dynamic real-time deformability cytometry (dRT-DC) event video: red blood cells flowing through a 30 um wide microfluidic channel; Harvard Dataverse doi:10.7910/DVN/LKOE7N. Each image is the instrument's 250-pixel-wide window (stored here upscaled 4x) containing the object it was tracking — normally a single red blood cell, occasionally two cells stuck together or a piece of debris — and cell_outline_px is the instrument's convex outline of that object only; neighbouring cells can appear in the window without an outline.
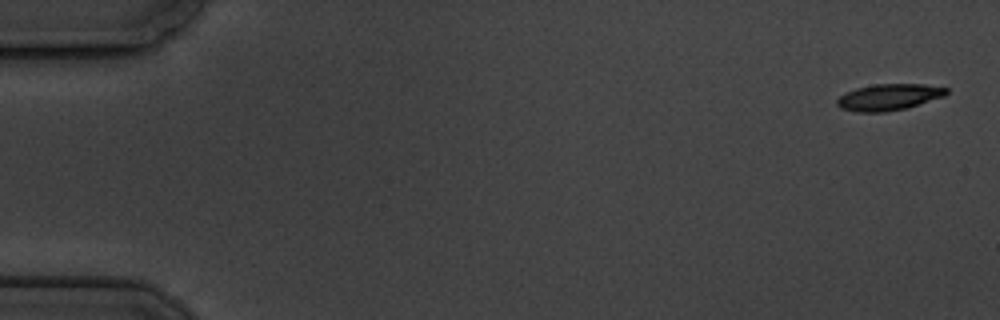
{"species": "common noctule bat (a hibernating species)", "species_latin": "Nyctalus noctula", "temperature_condition": "cold", "stored_images_in_passage": 5, "camera_frame_rate_fps": 3000, "um_per_image_px": 0.085, "animal": {"sex": "male", "body_mass_g": 19.5, "forearm_length_mm": 54.6}, "frame": {"image": 1, "passage_image": 1, "time_ms": 0.0, "image_size_px": [1000, 320], "cell_outline_px": [[948, 92], [944, 96], [908, 108], [884, 112], [856, 112], [840, 108], [836, 104], [836, 100], [840, 96], [856, 88], [876, 84], [924, 84], [948, 88]], "centroid_in_image_um": [75.55, 8.26], "position_along_channel_um": 9.4, "area_um2": 16.82}}
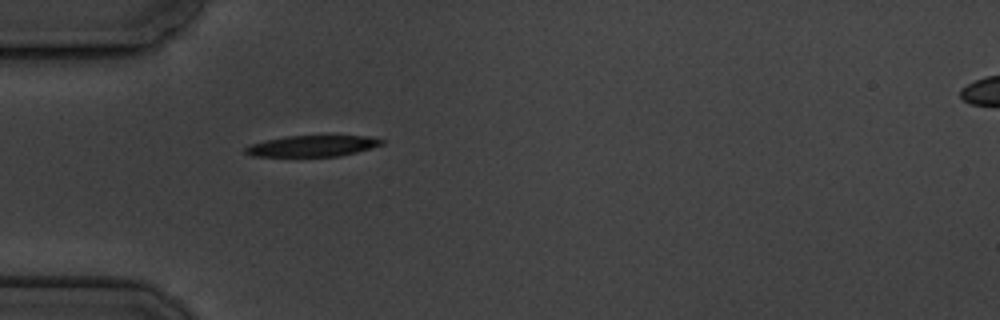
{"frame": {"image": 2, "passage_image": 5, "time_ms": 5.333, "image_size_px": [1000, 320], "cell_outline_px": [[384, 144], [356, 152], [340, 156], [252, 156], [244, 152], [244, 148], [252, 144], [268, 140], [288, 136], [368, 136], [384, 140]], "centroid_in_image_um": [26.57, 12.41], "position_along_channel_um": 58.4, "area_um2": 16.47}}